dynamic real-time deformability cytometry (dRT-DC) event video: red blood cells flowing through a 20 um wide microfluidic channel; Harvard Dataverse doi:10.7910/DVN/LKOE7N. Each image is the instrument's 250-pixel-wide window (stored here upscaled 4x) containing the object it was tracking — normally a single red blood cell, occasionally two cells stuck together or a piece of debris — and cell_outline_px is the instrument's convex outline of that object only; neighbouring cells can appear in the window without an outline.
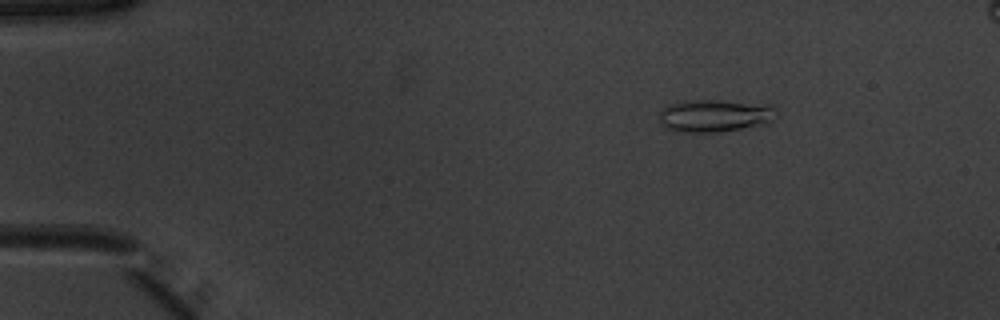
{"species": "common noctule bat (a hibernating species)", "species_latin": "Nyctalus noctula", "temperature_condition": "warm", "stored_images_in_passage": 52, "camera_frame_rate_fps": 3000, "um_per_image_px": 0.085, "animal": {"sex": "male", "body_mass_g": 20.1, "forearm_length_mm": 53.5}, "frame": {"image": 1, "passage_image": 8, "time_ms": 2.333, "image_size_px": [1000, 320], "cell_outline_px": [[776, 104], [772, 120], [768, 124], [716, 132], [684, 132], [668, 128], [660, 120], [660, 108], [668, 104], [692, 100], [720, 100]], "centroid_in_image_um": [60.8, 9.81], "position_along_channel_um": 24.2, "area_um2": 22.25}}
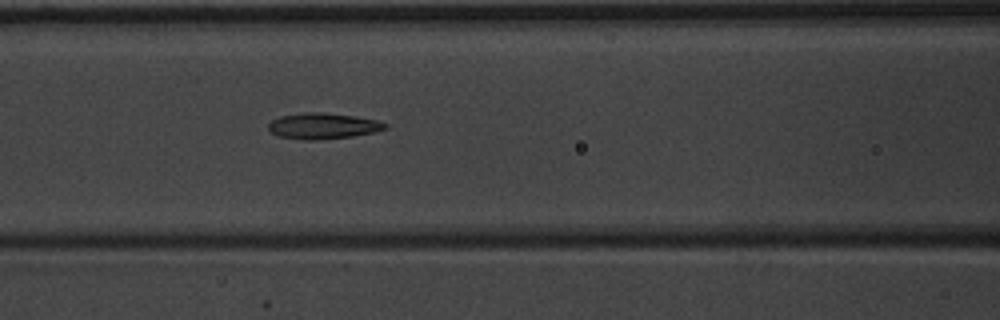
{"frame": {"image": 2, "passage_image": 23, "time_ms": 7.333, "image_size_px": [1000, 320], "cell_outline_px": [[388, 128], [376, 132], [352, 136], [316, 140], [304, 140], [280, 136], [272, 132], [268, 128], [268, 124], [272, 120], [280, 116], [300, 112], [320, 112], [356, 116], [376, 120], [388, 124]], "centroid_in_image_um": [27.47, 10.7], "position_along_channel_um": 139.1, "area_um2": 17.69}}
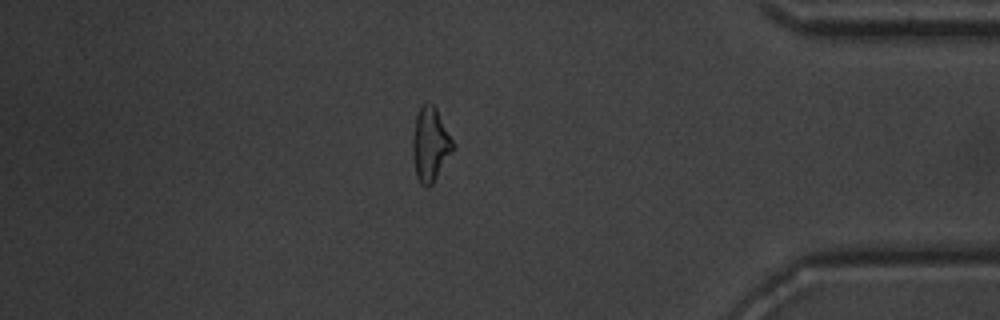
{"frame": {"image": 3, "passage_image": 45, "time_ms": 14.667, "image_size_px": [1000, 320], "cell_outline_px": [[456, 144], [432, 184], [428, 188], [420, 184], [416, 176], [412, 156], [412, 140], [416, 116], [420, 108], [428, 100], [436, 108]], "centroid_in_image_um": [36.57, 12.27], "position_along_channel_um": 398.6, "area_um2": 17.4}, "authors_computed_cell_mechanics": {"area_um2": 17.6001, "velocity_mm_per_s": 3.9434, "shape_relaxation_time_tau1_ms": 5.5904, "shape_relaxation_time_tau2_ms": 2.6242, "deformation_change_tau1": 0.1739, "deformation_change_tau2": 0.1111}}